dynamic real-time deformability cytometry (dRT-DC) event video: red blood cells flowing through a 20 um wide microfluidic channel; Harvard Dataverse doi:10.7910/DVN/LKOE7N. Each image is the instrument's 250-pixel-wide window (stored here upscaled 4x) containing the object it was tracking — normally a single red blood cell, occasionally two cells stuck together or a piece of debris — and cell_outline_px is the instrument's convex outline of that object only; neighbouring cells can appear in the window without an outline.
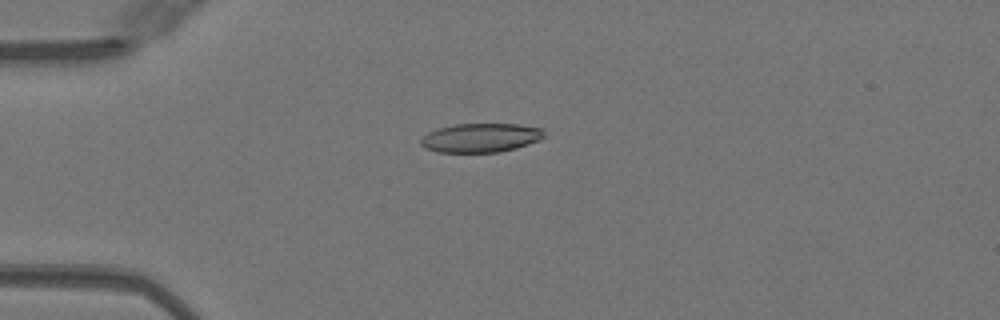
{"species": "Egyptian fruit bat (a non-hibernating species)", "species_latin": "Rousettus aegyptiacus", "temperature_condition": "warm", "stored_images_in_passage": 47, "camera_frame_rate_fps": 3000, "um_per_image_px": 0.085, "animal": {"sex": "female"}, "frame": {"image": 1, "passage_image": 10, "time_ms": 3.0, "image_size_px": [1000, 320], "cell_outline_px": [[544, 136], [540, 140], [516, 148], [500, 152], [436, 152], [424, 148], [420, 144], [420, 140], [428, 132], [440, 128], [456, 124], [520, 124], [544, 128]], "centroid_in_image_um": [40.88, 11.71], "position_along_channel_um": 44.1, "area_um2": 20.92}}
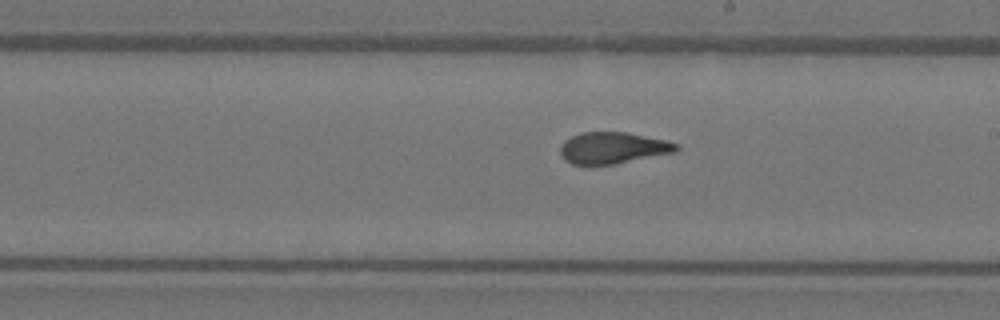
{"frame": {"image": 2, "passage_image": 26, "time_ms": 8.333, "image_size_px": [1000, 320], "cell_outline_px": [[680, 148], [676, 152], [616, 164], [572, 164], [564, 160], [560, 152], [560, 148], [564, 140], [580, 132], [624, 132], [664, 140], [680, 144]], "centroid_in_image_um": [52.1, 12.57], "position_along_channel_um": 236.9, "area_um2": 21.27}}
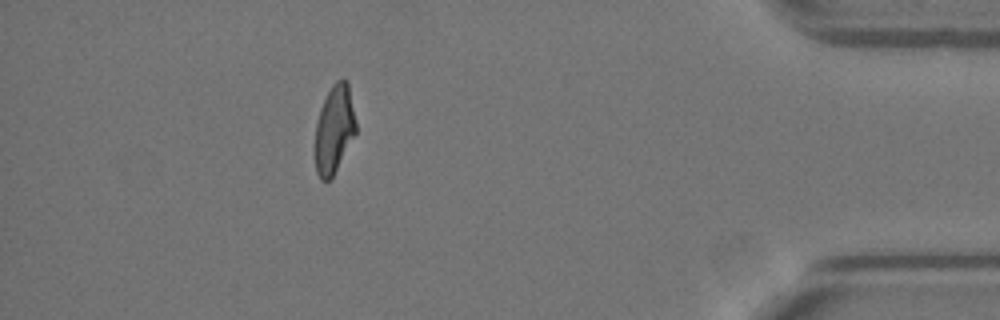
{"frame": {"image": 3, "passage_image": 42, "time_ms": 13.667, "image_size_px": [1000, 320], "cell_outline_px": [[356, 132], [332, 176], [328, 180], [320, 180], [316, 172], [316, 124], [320, 108], [332, 84], [336, 80], [348, 80], [356, 120]], "centroid_in_image_um": [28.42, 10.94], "position_along_channel_um": 406.8, "area_um2": 20.58}, "authors_computed_cell_mechanics": {"area_um2": 21.8484, "velocity_mm_per_s": 4.0706, "shape_relaxation_time_tau1_ms": 5.6421, "shape_relaxation_time_tau2_ms": 1.013, "deformation_change_tau1": 0.209, "deformation_change_tau2": 0.0739}}